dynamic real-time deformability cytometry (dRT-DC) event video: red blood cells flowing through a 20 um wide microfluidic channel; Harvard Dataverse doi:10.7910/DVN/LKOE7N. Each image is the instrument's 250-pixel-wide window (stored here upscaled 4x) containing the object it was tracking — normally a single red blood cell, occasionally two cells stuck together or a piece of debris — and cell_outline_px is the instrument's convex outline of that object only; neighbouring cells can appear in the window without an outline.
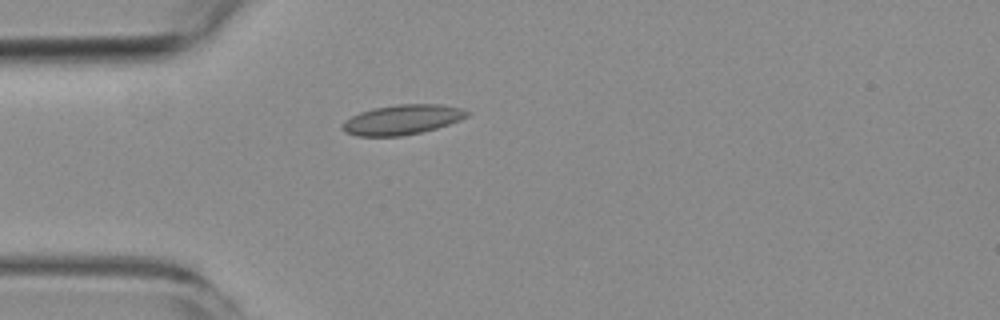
{"species": "common noctule bat (a hibernating species)", "species_latin": "Nyctalus noctula", "temperature_condition": "room temperature", "stored_images_in_passage": 3, "camera_frame_rate_fps": 3000, "um_per_image_px": 0.085, "animal": {"sex": "female", "body_mass_g": 19.3, "forearm_length_mm": 54.1}, "frame": {"image": 1, "passage_image": 2, "time_ms": 1.333, "image_size_px": [1000, 320], "cell_outline_px": [[468, 116], [460, 120], [436, 128], [420, 132], [400, 136], [356, 136], [344, 132], [340, 128], [340, 124], [344, 120], [360, 112], [372, 108], [396, 104], [440, 104], [460, 108], [468, 112]], "centroid_in_image_um": [34.12, 10.17], "position_along_channel_um": 50.9, "area_um2": 21.73}}